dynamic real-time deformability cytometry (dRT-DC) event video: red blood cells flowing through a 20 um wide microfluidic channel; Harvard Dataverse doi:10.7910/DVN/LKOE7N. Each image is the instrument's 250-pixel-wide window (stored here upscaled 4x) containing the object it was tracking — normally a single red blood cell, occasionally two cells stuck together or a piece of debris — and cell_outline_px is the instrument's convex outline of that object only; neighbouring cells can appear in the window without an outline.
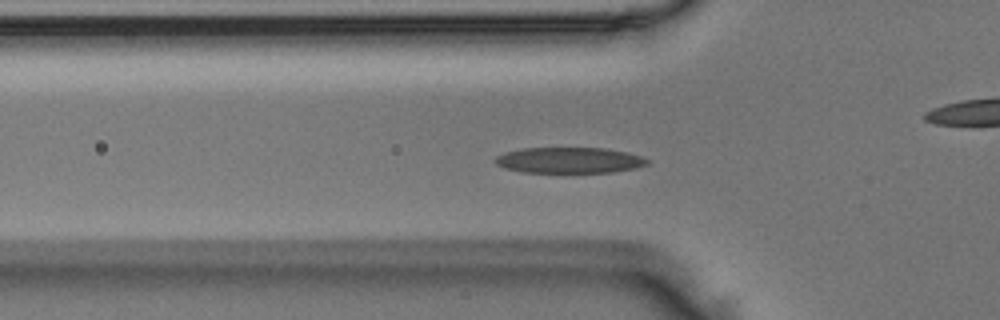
{"species": "Egyptian fruit bat (a non-hibernating species)", "species_latin": "Rousettus aegyptiacus", "temperature_condition": "room temperature", "stored_images_in_passage": 43, "camera_frame_rate_fps": 3000, "um_per_image_px": 0.085, "animal": {"sex": "male"}, "frame": {"image": 1, "passage_image": 8, "time_ms": 2.333, "image_size_px": [1000, 320], "cell_outline_px": [[652, 160], [648, 164], [636, 168], [612, 172], [524, 172], [504, 168], [496, 164], [492, 160], [496, 156], [504, 152], [524, 148], [604, 148], [628, 152], [644, 156]], "centroid_in_image_um": [48.42, 13.61], "position_along_channel_um": 77.4, "area_um2": 23.12}}
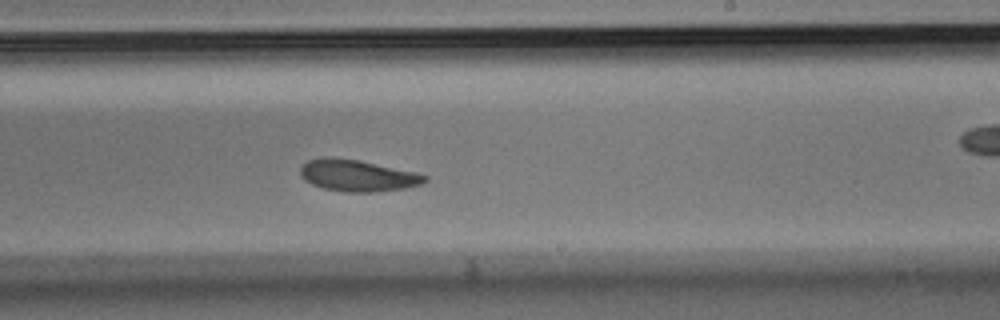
{"frame": {"image": 2, "passage_image": 22, "time_ms": 7.0, "image_size_px": [1000, 320], "cell_outline_px": [[428, 180], [420, 184], [404, 188], [376, 192], [344, 192], [324, 188], [312, 184], [304, 180], [300, 176], [300, 168], [308, 160], [324, 156], [332, 156], [360, 160], [416, 172], [428, 176]], "centroid_in_image_um": [30.37, 14.91], "position_along_channel_um": 258.6, "area_um2": 23.12}}
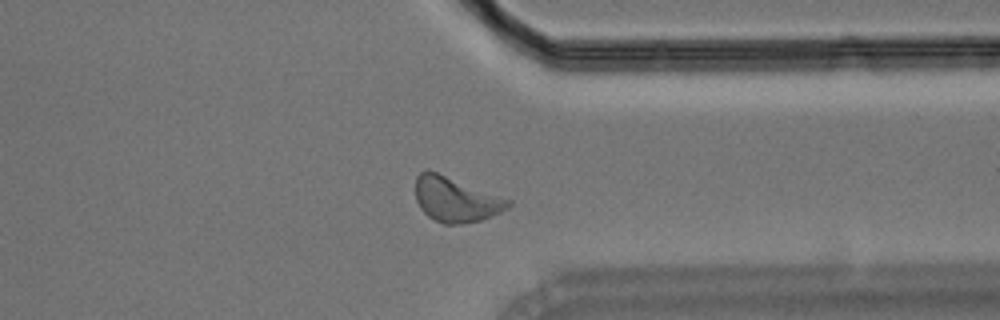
{"frame": {"image": 3, "passage_image": 31, "time_ms": 10.0, "image_size_px": [1000, 320], "cell_outline_px": [[512, 204], [508, 208], [500, 212], [480, 220], [464, 224], [444, 224], [428, 216], [420, 208], [416, 200], [416, 176], [420, 172], [428, 168], [512, 200]], "centroid_in_image_um": [38.73, 16.93], "position_along_channel_um": 372.7, "area_um2": 24.39}}